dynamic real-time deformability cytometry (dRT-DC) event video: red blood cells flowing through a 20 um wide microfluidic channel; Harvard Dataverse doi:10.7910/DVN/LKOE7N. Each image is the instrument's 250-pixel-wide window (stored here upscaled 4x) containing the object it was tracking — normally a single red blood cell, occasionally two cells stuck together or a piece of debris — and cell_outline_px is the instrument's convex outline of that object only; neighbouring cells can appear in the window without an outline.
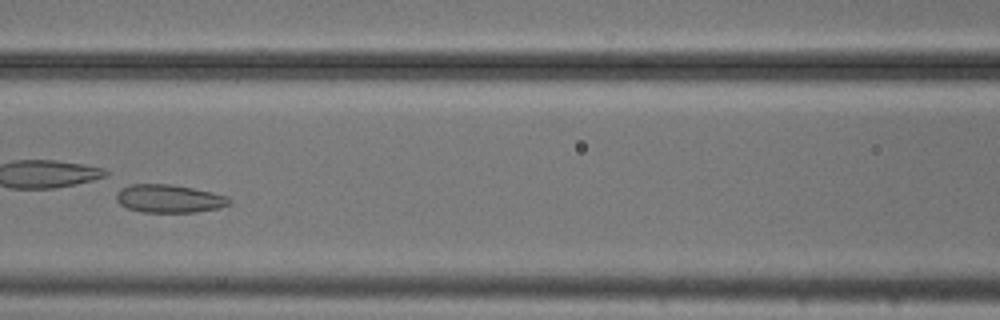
{"species": "common noctule bat (a hibernating species)", "species_latin": "Nyctalus noctula", "temperature_condition": "cold", "stored_images_in_passage": 19, "camera_frame_rate_fps": 3000, "um_per_image_px": 0.085, "animal": {"sex": "male", "body_mass_g": 20.5, "forearm_length_mm": 52.5}, "frame": {"image": 1, "passage_image": 8, "time_ms": 2.333, "image_size_px": [1000, 320], "cell_outline_px": [[232, 204], [220, 208], [196, 212], [140, 212], [128, 208], [120, 204], [116, 200], [116, 192], [120, 188], [128, 184], [172, 184], [212, 192], [228, 196], [232, 200]], "centroid_in_image_um": [14.39, 16.88], "position_along_channel_um": 152.2, "area_um2": 18.79}}
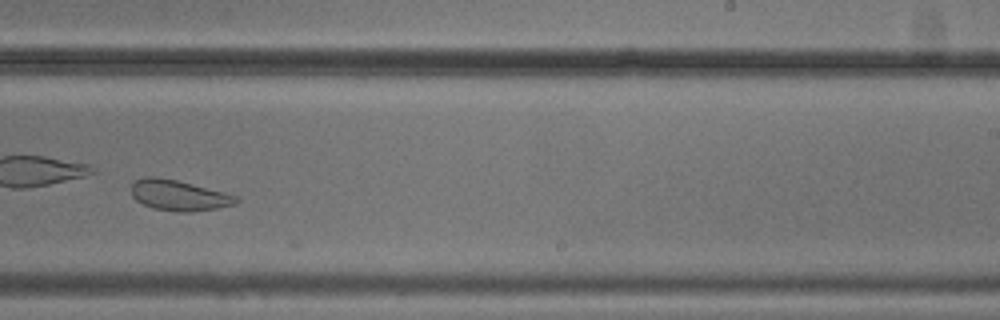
{"frame": {"image": 2, "passage_image": 18, "time_ms": 5.667, "image_size_px": [1000, 320], "cell_outline_px": [[240, 200], [232, 204], [216, 208], [184, 212], [180, 212], [156, 208], [144, 204], [136, 200], [132, 196], [132, 184], [136, 180], [148, 176], [152, 176], [176, 180], [224, 192], [236, 196]], "centroid_in_image_um": [15.18, 16.59], "position_along_channel_um": 273.8, "area_um2": 18.15}}